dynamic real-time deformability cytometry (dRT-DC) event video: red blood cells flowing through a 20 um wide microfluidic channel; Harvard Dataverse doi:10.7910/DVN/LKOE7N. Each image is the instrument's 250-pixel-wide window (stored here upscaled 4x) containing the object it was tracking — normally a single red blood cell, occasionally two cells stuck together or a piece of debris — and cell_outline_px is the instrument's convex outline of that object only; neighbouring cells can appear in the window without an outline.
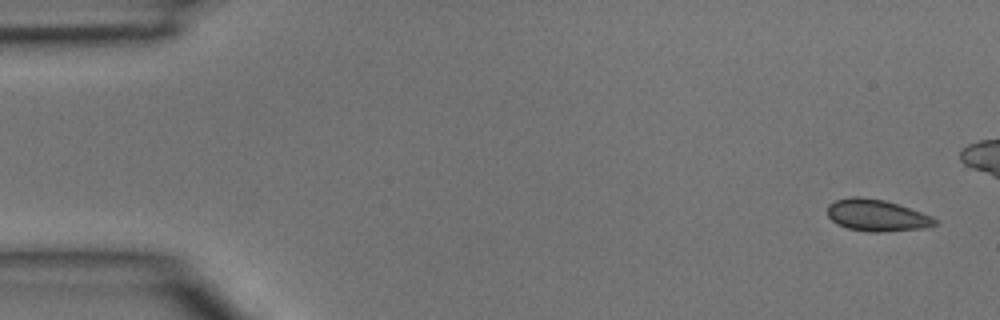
{"species": "common noctule bat (a hibernating species)", "species_latin": "Nyctalus noctula", "temperature_condition": "room temperature", "stored_images_in_passage": 5, "camera_frame_rate_fps": 3000, "um_per_image_px": 0.085, "animal": {"sex": "male", "body_mass_g": 15.6}, "frame": {"image": 1, "passage_image": 1, "time_ms": 0.0, "image_size_px": [1000, 320], "cell_outline_px": [[936, 224], [928, 228], [880, 232], [868, 232], [848, 228], [836, 224], [828, 216], [828, 204], [836, 200], [852, 196], [860, 196], [884, 200], [932, 216], [936, 220]], "centroid_in_image_um": [74.5, 18.31], "position_along_channel_um": 10.5, "area_um2": 19.83}}